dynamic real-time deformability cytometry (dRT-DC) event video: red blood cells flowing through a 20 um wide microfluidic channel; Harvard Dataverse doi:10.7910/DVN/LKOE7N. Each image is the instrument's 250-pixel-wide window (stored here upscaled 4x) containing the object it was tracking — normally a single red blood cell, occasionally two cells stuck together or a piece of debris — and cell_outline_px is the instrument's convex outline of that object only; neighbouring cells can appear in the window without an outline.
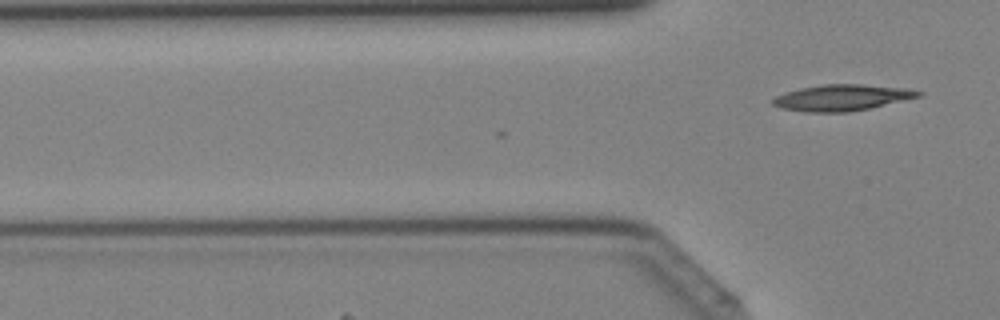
{"species": "Egyptian fruit bat (a non-hibernating species)", "species_latin": "Rousettus aegyptiacus", "temperature_condition": "cold", "stored_images_in_passage": 4, "camera_frame_rate_fps": 3000, "um_per_image_px": 0.085, "animal": {"sex": "female"}, "frame": {"image": 1, "passage_image": 4, "time_ms": 1.0, "image_size_px": [1000, 320], "cell_outline_px": [[924, 92], [920, 96], [872, 108], [852, 112], [804, 112], [780, 108], [772, 104], [772, 100], [776, 96], [800, 88], [824, 84], [860, 84], [908, 88]], "centroid_in_image_um": [71.59, 8.3], "position_along_channel_um": 54.2, "area_um2": 22.25}}